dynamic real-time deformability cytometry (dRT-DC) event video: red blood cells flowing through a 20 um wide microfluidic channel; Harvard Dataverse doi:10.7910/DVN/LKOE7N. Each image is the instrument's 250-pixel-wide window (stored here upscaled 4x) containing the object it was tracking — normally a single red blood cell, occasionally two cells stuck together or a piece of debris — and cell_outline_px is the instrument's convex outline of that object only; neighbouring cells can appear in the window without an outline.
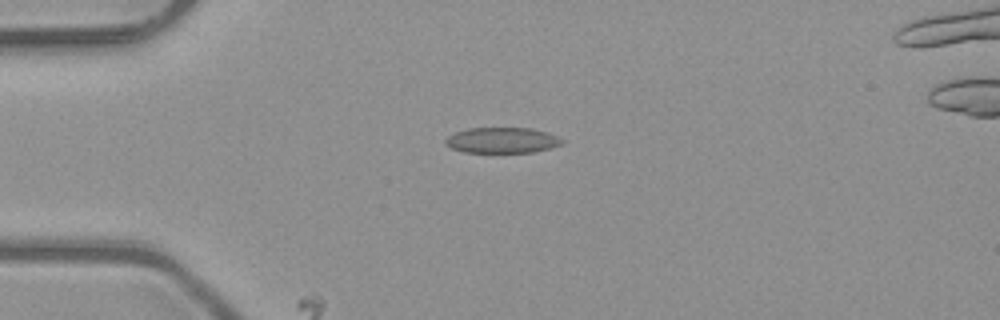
{"species": "common noctule bat (a hibernating species)", "species_latin": "Nyctalus noctula", "temperature_condition": "room temperature", "stored_images_in_passage": 6, "camera_frame_rate_fps": 3000, "um_per_image_px": 0.085, "animal": {"sex": "male", "body_mass_g": 23.1, "forearm_length_mm": 52.7}, "frame": {"image": 1, "passage_image": 3, "time_ms": 0.667, "image_size_px": [1000, 320], "cell_outline_px": [[564, 140], [560, 144], [552, 148], [532, 152], [464, 152], [452, 148], [444, 144], [444, 140], [448, 136], [456, 132], [468, 128], [532, 128], [556, 136]], "centroid_in_image_um": [42.65, 11.92], "position_along_channel_um": 42.4, "area_um2": 17.28}}